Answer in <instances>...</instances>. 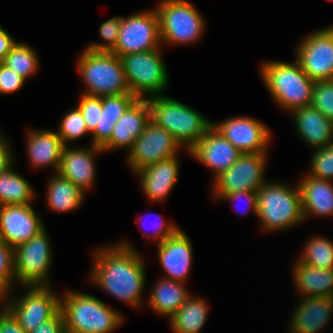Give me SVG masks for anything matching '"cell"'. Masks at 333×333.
Returning a JSON list of instances; mask_svg holds the SVG:
<instances>
[{"label": "cell", "mask_w": 333, "mask_h": 333, "mask_svg": "<svg viewBox=\"0 0 333 333\" xmlns=\"http://www.w3.org/2000/svg\"><path fill=\"white\" fill-rule=\"evenodd\" d=\"M268 153L241 154L226 171L213 179L215 200L236 191H258L265 183L264 172Z\"/></svg>", "instance_id": "12"}, {"label": "cell", "mask_w": 333, "mask_h": 333, "mask_svg": "<svg viewBox=\"0 0 333 333\" xmlns=\"http://www.w3.org/2000/svg\"><path fill=\"white\" fill-rule=\"evenodd\" d=\"M25 81L21 75L0 63V94L14 93L20 90Z\"/></svg>", "instance_id": "40"}, {"label": "cell", "mask_w": 333, "mask_h": 333, "mask_svg": "<svg viewBox=\"0 0 333 333\" xmlns=\"http://www.w3.org/2000/svg\"><path fill=\"white\" fill-rule=\"evenodd\" d=\"M159 215H157L158 217ZM160 221H158L157 223H153V228L154 230H152V234H148L145 235V232L143 231V237L147 238L150 237L152 238H157V244L163 242L165 239L169 238L170 236H172L179 228L175 225V224H166L165 221L163 220V216H159ZM138 221L143 222L141 220L138 219ZM152 228V229H153ZM151 235V236H150Z\"/></svg>", "instance_id": "41"}, {"label": "cell", "mask_w": 333, "mask_h": 333, "mask_svg": "<svg viewBox=\"0 0 333 333\" xmlns=\"http://www.w3.org/2000/svg\"><path fill=\"white\" fill-rule=\"evenodd\" d=\"M101 152L103 149L95 145L86 149L64 146L57 173L85 193L93 186L96 176L95 156Z\"/></svg>", "instance_id": "19"}, {"label": "cell", "mask_w": 333, "mask_h": 333, "mask_svg": "<svg viewBox=\"0 0 333 333\" xmlns=\"http://www.w3.org/2000/svg\"><path fill=\"white\" fill-rule=\"evenodd\" d=\"M182 148L165 128L150 120L143 133L136 138L127 160L134 172L162 160L178 156Z\"/></svg>", "instance_id": "14"}, {"label": "cell", "mask_w": 333, "mask_h": 333, "mask_svg": "<svg viewBox=\"0 0 333 333\" xmlns=\"http://www.w3.org/2000/svg\"><path fill=\"white\" fill-rule=\"evenodd\" d=\"M16 43V40H14L0 25V63L3 62L6 55L16 45Z\"/></svg>", "instance_id": "46"}, {"label": "cell", "mask_w": 333, "mask_h": 333, "mask_svg": "<svg viewBox=\"0 0 333 333\" xmlns=\"http://www.w3.org/2000/svg\"><path fill=\"white\" fill-rule=\"evenodd\" d=\"M311 106L333 122V79L315 82Z\"/></svg>", "instance_id": "37"}, {"label": "cell", "mask_w": 333, "mask_h": 333, "mask_svg": "<svg viewBox=\"0 0 333 333\" xmlns=\"http://www.w3.org/2000/svg\"><path fill=\"white\" fill-rule=\"evenodd\" d=\"M156 11L163 45L195 43L205 30L203 16L187 0H161Z\"/></svg>", "instance_id": "8"}, {"label": "cell", "mask_w": 333, "mask_h": 333, "mask_svg": "<svg viewBox=\"0 0 333 333\" xmlns=\"http://www.w3.org/2000/svg\"><path fill=\"white\" fill-rule=\"evenodd\" d=\"M296 61L308 77L316 81L333 79V28L308 34L298 44Z\"/></svg>", "instance_id": "13"}, {"label": "cell", "mask_w": 333, "mask_h": 333, "mask_svg": "<svg viewBox=\"0 0 333 333\" xmlns=\"http://www.w3.org/2000/svg\"><path fill=\"white\" fill-rule=\"evenodd\" d=\"M260 70L264 85L278 106L290 113L295 109L311 106L315 82L297 61H266L261 64Z\"/></svg>", "instance_id": "2"}, {"label": "cell", "mask_w": 333, "mask_h": 333, "mask_svg": "<svg viewBox=\"0 0 333 333\" xmlns=\"http://www.w3.org/2000/svg\"><path fill=\"white\" fill-rule=\"evenodd\" d=\"M157 245L164 279L185 284L193 261V247L188 236L179 228L172 236Z\"/></svg>", "instance_id": "18"}, {"label": "cell", "mask_w": 333, "mask_h": 333, "mask_svg": "<svg viewBox=\"0 0 333 333\" xmlns=\"http://www.w3.org/2000/svg\"><path fill=\"white\" fill-rule=\"evenodd\" d=\"M208 316V306L202 298L190 296L169 318L174 333H199Z\"/></svg>", "instance_id": "30"}, {"label": "cell", "mask_w": 333, "mask_h": 333, "mask_svg": "<svg viewBox=\"0 0 333 333\" xmlns=\"http://www.w3.org/2000/svg\"><path fill=\"white\" fill-rule=\"evenodd\" d=\"M49 240L46 228H44L29 241L14 248L17 284L23 286L51 285L48 283V273L53 254Z\"/></svg>", "instance_id": "10"}, {"label": "cell", "mask_w": 333, "mask_h": 333, "mask_svg": "<svg viewBox=\"0 0 333 333\" xmlns=\"http://www.w3.org/2000/svg\"><path fill=\"white\" fill-rule=\"evenodd\" d=\"M29 333H66L62 311L60 310L54 317L42 323L38 328Z\"/></svg>", "instance_id": "43"}, {"label": "cell", "mask_w": 333, "mask_h": 333, "mask_svg": "<svg viewBox=\"0 0 333 333\" xmlns=\"http://www.w3.org/2000/svg\"><path fill=\"white\" fill-rule=\"evenodd\" d=\"M311 160L308 175L320 180L333 181V143L315 149Z\"/></svg>", "instance_id": "36"}, {"label": "cell", "mask_w": 333, "mask_h": 333, "mask_svg": "<svg viewBox=\"0 0 333 333\" xmlns=\"http://www.w3.org/2000/svg\"><path fill=\"white\" fill-rule=\"evenodd\" d=\"M219 199H225L228 201H237V200H245L247 202V208H249V210H253L255 212V214H257V191H252V190H246V191H236V192H232L229 194H225L222 195ZM246 208V209H247ZM249 212L248 210H246V213ZM243 213V214H242ZM242 215H244L245 213L242 211L241 212Z\"/></svg>", "instance_id": "42"}, {"label": "cell", "mask_w": 333, "mask_h": 333, "mask_svg": "<svg viewBox=\"0 0 333 333\" xmlns=\"http://www.w3.org/2000/svg\"><path fill=\"white\" fill-rule=\"evenodd\" d=\"M90 281L103 291L139 307L145 287V266L141 255L126 241L94 252Z\"/></svg>", "instance_id": "1"}, {"label": "cell", "mask_w": 333, "mask_h": 333, "mask_svg": "<svg viewBox=\"0 0 333 333\" xmlns=\"http://www.w3.org/2000/svg\"><path fill=\"white\" fill-rule=\"evenodd\" d=\"M6 137L0 133V173L13 165V155Z\"/></svg>", "instance_id": "45"}, {"label": "cell", "mask_w": 333, "mask_h": 333, "mask_svg": "<svg viewBox=\"0 0 333 333\" xmlns=\"http://www.w3.org/2000/svg\"><path fill=\"white\" fill-rule=\"evenodd\" d=\"M179 168L178 157L174 156L137 171L140 185L147 198L154 202L165 200L177 183Z\"/></svg>", "instance_id": "21"}, {"label": "cell", "mask_w": 333, "mask_h": 333, "mask_svg": "<svg viewBox=\"0 0 333 333\" xmlns=\"http://www.w3.org/2000/svg\"><path fill=\"white\" fill-rule=\"evenodd\" d=\"M15 282L14 248L0 240V299L8 296Z\"/></svg>", "instance_id": "35"}, {"label": "cell", "mask_w": 333, "mask_h": 333, "mask_svg": "<svg viewBox=\"0 0 333 333\" xmlns=\"http://www.w3.org/2000/svg\"><path fill=\"white\" fill-rule=\"evenodd\" d=\"M148 300L153 311L170 318L191 296L183 282L162 278L155 284Z\"/></svg>", "instance_id": "28"}, {"label": "cell", "mask_w": 333, "mask_h": 333, "mask_svg": "<svg viewBox=\"0 0 333 333\" xmlns=\"http://www.w3.org/2000/svg\"><path fill=\"white\" fill-rule=\"evenodd\" d=\"M13 166L0 173V206L31 204L35 196L31 184Z\"/></svg>", "instance_id": "31"}, {"label": "cell", "mask_w": 333, "mask_h": 333, "mask_svg": "<svg viewBox=\"0 0 333 333\" xmlns=\"http://www.w3.org/2000/svg\"><path fill=\"white\" fill-rule=\"evenodd\" d=\"M120 25L121 16H115L103 22L99 28V35L104 43H92L86 48L92 51L111 52L116 46Z\"/></svg>", "instance_id": "38"}, {"label": "cell", "mask_w": 333, "mask_h": 333, "mask_svg": "<svg viewBox=\"0 0 333 333\" xmlns=\"http://www.w3.org/2000/svg\"><path fill=\"white\" fill-rule=\"evenodd\" d=\"M22 287H25L26 291L18 296L19 298L11 300L8 299L9 296H4L0 301L4 299V307L13 315L20 327L29 333L61 310V297L53 292L50 285Z\"/></svg>", "instance_id": "9"}, {"label": "cell", "mask_w": 333, "mask_h": 333, "mask_svg": "<svg viewBox=\"0 0 333 333\" xmlns=\"http://www.w3.org/2000/svg\"><path fill=\"white\" fill-rule=\"evenodd\" d=\"M48 180L46 200L54 212H72L80 207L86 193L78 186L55 172Z\"/></svg>", "instance_id": "29"}, {"label": "cell", "mask_w": 333, "mask_h": 333, "mask_svg": "<svg viewBox=\"0 0 333 333\" xmlns=\"http://www.w3.org/2000/svg\"><path fill=\"white\" fill-rule=\"evenodd\" d=\"M150 120L151 110L147 99L137 98L118 120L110 139L101 148L103 151L119 148L129 151Z\"/></svg>", "instance_id": "20"}, {"label": "cell", "mask_w": 333, "mask_h": 333, "mask_svg": "<svg viewBox=\"0 0 333 333\" xmlns=\"http://www.w3.org/2000/svg\"><path fill=\"white\" fill-rule=\"evenodd\" d=\"M78 102L88 133L92 134L98 123L99 110H102V97L82 94Z\"/></svg>", "instance_id": "39"}, {"label": "cell", "mask_w": 333, "mask_h": 333, "mask_svg": "<svg viewBox=\"0 0 333 333\" xmlns=\"http://www.w3.org/2000/svg\"><path fill=\"white\" fill-rule=\"evenodd\" d=\"M77 62L87 88L82 94L102 97L130 93L121 59L113 52L85 48Z\"/></svg>", "instance_id": "6"}, {"label": "cell", "mask_w": 333, "mask_h": 333, "mask_svg": "<svg viewBox=\"0 0 333 333\" xmlns=\"http://www.w3.org/2000/svg\"><path fill=\"white\" fill-rule=\"evenodd\" d=\"M293 281L302 297L333 298V269H320L295 261Z\"/></svg>", "instance_id": "26"}, {"label": "cell", "mask_w": 333, "mask_h": 333, "mask_svg": "<svg viewBox=\"0 0 333 333\" xmlns=\"http://www.w3.org/2000/svg\"><path fill=\"white\" fill-rule=\"evenodd\" d=\"M61 311L66 333H110L122 323V316L95 296L66 291Z\"/></svg>", "instance_id": "3"}, {"label": "cell", "mask_w": 333, "mask_h": 333, "mask_svg": "<svg viewBox=\"0 0 333 333\" xmlns=\"http://www.w3.org/2000/svg\"><path fill=\"white\" fill-rule=\"evenodd\" d=\"M298 260L312 267L333 269V242L321 236L309 239Z\"/></svg>", "instance_id": "32"}, {"label": "cell", "mask_w": 333, "mask_h": 333, "mask_svg": "<svg viewBox=\"0 0 333 333\" xmlns=\"http://www.w3.org/2000/svg\"><path fill=\"white\" fill-rule=\"evenodd\" d=\"M257 202L256 215L264 232L282 231L305 220L298 185L290 188L267 181L257 191Z\"/></svg>", "instance_id": "5"}, {"label": "cell", "mask_w": 333, "mask_h": 333, "mask_svg": "<svg viewBox=\"0 0 333 333\" xmlns=\"http://www.w3.org/2000/svg\"><path fill=\"white\" fill-rule=\"evenodd\" d=\"M159 17L156 9L121 16L119 36L111 51L122 55L151 51L161 47Z\"/></svg>", "instance_id": "11"}, {"label": "cell", "mask_w": 333, "mask_h": 333, "mask_svg": "<svg viewBox=\"0 0 333 333\" xmlns=\"http://www.w3.org/2000/svg\"><path fill=\"white\" fill-rule=\"evenodd\" d=\"M5 66L21 75L25 80L38 70L39 60L35 50L26 43H16L2 62Z\"/></svg>", "instance_id": "33"}, {"label": "cell", "mask_w": 333, "mask_h": 333, "mask_svg": "<svg viewBox=\"0 0 333 333\" xmlns=\"http://www.w3.org/2000/svg\"><path fill=\"white\" fill-rule=\"evenodd\" d=\"M58 127L57 133L64 146H68L69 142L81 139L88 133L84 117L78 107L72 108L66 113Z\"/></svg>", "instance_id": "34"}, {"label": "cell", "mask_w": 333, "mask_h": 333, "mask_svg": "<svg viewBox=\"0 0 333 333\" xmlns=\"http://www.w3.org/2000/svg\"><path fill=\"white\" fill-rule=\"evenodd\" d=\"M188 153L213 170L214 179L228 170L242 154L213 126Z\"/></svg>", "instance_id": "17"}, {"label": "cell", "mask_w": 333, "mask_h": 333, "mask_svg": "<svg viewBox=\"0 0 333 333\" xmlns=\"http://www.w3.org/2000/svg\"><path fill=\"white\" fill-rule=\"evenodd\" d=\"M298 182L304 219L311 215L333 216V181L307 174Z\"/></svg>", "instance_id": "24"}, {"label": "cell", "mask_w": 333, "mask_h": 333, "mask_svg": "<svg viewBox=\"0 0 333 333\" xmlns=\"http://www.w3.org/2000/svg\"><path fill=\"white\" fill-rule=\"evenodd\" d=\"M219 131L242 154L269 153L270 129L251 117L237 116L221 122H212Z\"/></svg>", "instance_id": "15"}, {"label": "cell", "mask_w": 333, "mask_h": 333, "mask_svg": "<svg viewBox=\"0 0 333 333\" xmlns=\"http://www.w3.org/2000/svg\"><path fill=\"white\" fill-rule=\"evenodd\" d=\"M136 99L131 93L102 96V110H99L91 145L102 147L110 139L114 126Z\"/></svg>", "instance_id": "27"}, {"label": "cell", "mask_w": 333, "mask_h": 333, "mask_svg": "<svg viewBox=\"0 0 333 333\" xmlns=\"http://www.w3.org/2000/svg\"><path fill=\"white\" fill-rule=\"evenodd\" d=\"M301 139L314 149L333 143V122L319 110L305 106L291 112Z\"/></svg>", "instance_id": "23"}, {"label": "cell", "mask_w": 333, "mask_h": 333, "mask_svg": "<svg viewBox=\"0 0 333 333\" xmlns=\"http://www.w3.org/2000/svg\"><path fill=\"white\" fill-rule=\"evenodd\" d=\"M31 204L0 206V240L17 247L44 229Z\"/></svg>", "instance_id": "16"}, {"label": "cell", "mask_w": 333, "mask_h": 333, "mask_svg": "<svg viewBox=\"0 0 333 333\" xmlns=\"http://www.w3.org/2000/svg\"><path fill=\"white\" fill-rule=\"evenodd\" d=\"M151 120L165 128L189 152L212 126L204 115L170 97L147 98Z\"/></svg>", "instance_id": "4"}, {"label": "cell", "mask_w": 333, "mask_h": 333, "mask_svg": "<svg viewBox=\"0 0 333 333\" xmlns=\"http://www.w3.org/2000/svg\"><path fill=\"white\" fill-rule=\"evenodd\" d=\"M293 312L288 333H319L333 312V298L302 297Z\"/></svg>", "instance_id": "22"}, {"label": "cell", "mask_w": 333, "mask_h": 333, "mask_svg": "<svg viewBox=\"0 0 333 333\" xmlns=\"http://www.w3.org/2000/svg\"><path fill=\"white\" fill-rule=\"evenodd\" d=\"M27 134V154L32 166L35 168L52 166L57 173L64 147L58 133L29 129Z\"/></svg>", "instance_id": "25"}, {"label": "cell", "mask_w": 333, "mask_h": 333, "mask_svg": "<svg viewBox=\"0 0 333 333\" xmlns=\"http://www.w3.org/2000/svg\"><path fill=\"white\" fill-rule=\"evenodd\" d=\"M0 312V333H26L18 324L13 315L2 306Z\"/></svg>", "instance_id": "44"}, {"label": "cell", "mask_w": 333, "mask_h": 333, "mask_svg": "<svg viewBox=\"0 0 333 333\" xmlns=\"http://www.w3.org/2000/svg\"><path fill=\"white\" fill-rule=\"evenodd\" d=\"M159 52L160 48L120 56L130 93L138 99L162 95L169 84Z\"/></svg>", "instance_id": "7"}]
</instances>
